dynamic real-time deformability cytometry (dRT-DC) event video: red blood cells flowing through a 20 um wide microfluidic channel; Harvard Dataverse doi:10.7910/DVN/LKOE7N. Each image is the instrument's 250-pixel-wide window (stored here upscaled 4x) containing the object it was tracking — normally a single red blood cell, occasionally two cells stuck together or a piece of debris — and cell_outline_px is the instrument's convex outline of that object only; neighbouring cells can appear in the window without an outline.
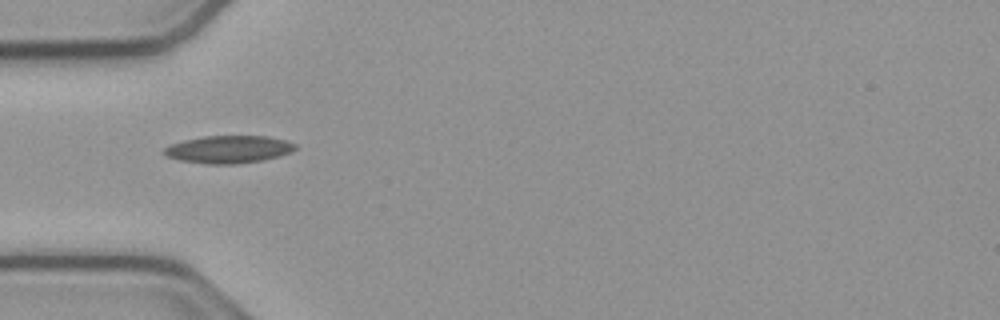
{"species": "common noctule bat (a hibernating species)", "species_latin": "Nyctalus noctula", "temperature_condition": "cold", "stored_images_in_passage": 38, "camera_frame_rate_fps": 3000, "um_per_image_px": 0.085, "animal": {"sex": "male", "body_mass_g": 23.1, "forearm_length_mm": 52.7}, "frame": {"image": 1, "passage_image": 1, "time_ms": 0.0, "image_size_px": [1000, 320], "cell_outline_px": [[296, 148], [292, 152], [280, 156], [264, 160], [236, 164], [204, 164], [180, 160], [168, 156], [160, 152], [164, 148], [172, 144], [184, 140], [204, 136], [268, 136], [288, 140], [296, 144]], "centroid_in_image_um": [19.46, 12.7], "position_along_channel_um": 65.5, "area_um2": 21.27}}
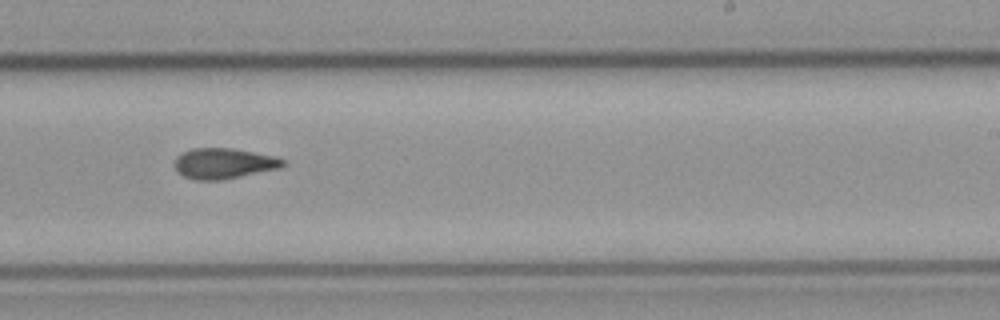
{"frame": {"image": 2, "passage_image": 17, "time_ms": 5.333, "image_size_px": [1000, 320], "cell_outline_px": [[284, 164], [280, 168], [224, 180], [196, 180], [184, 176], [176, 172], [172, 164], [176, 156], [192, 148], [232, 148], [276, 156], [284, 160]], "centroid_in_image_um": [18.98, 13.9], "position_along_channel_um": 270.0, "area_um2": 19.54}}
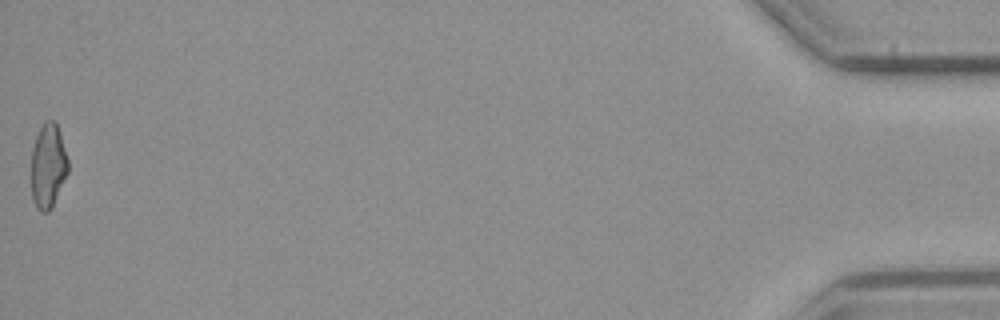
{"frame": {"image": 3, "passage_image": 38, "time_ms": 12.333, "image_size_px": [1000, 320], "cell_outline_px": [[68, 172], [52, 208], [48, 212], [40, 212], [36, 208], [32, 200], [32, 148], [36, 136], [44, 120], [56, 120], [60, 132], [68, 160]], "centroid_in_image_um": [4.09, 14.1], "position_along_channel_um": 431.1, "area_um2": 18.26}}